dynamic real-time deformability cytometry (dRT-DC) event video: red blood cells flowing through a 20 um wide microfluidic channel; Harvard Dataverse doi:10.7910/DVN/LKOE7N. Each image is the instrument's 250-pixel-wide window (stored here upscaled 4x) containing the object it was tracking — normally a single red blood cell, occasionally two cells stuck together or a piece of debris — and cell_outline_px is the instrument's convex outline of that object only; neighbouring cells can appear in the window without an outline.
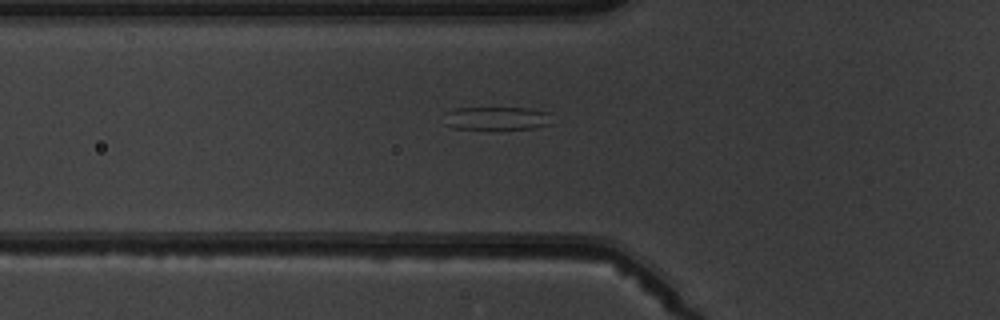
{"species": "common noctule bat (a hibernating species)", "species_latin": "Nyctalus noctula", "temperature_condition": "warm", "stored_images_in_passage": 4, "camera_frame_rate_fps": 3000, "um_per_image_px": 0.085, "animal": {"sex": "male", "body_mass_g": 19.5, "forearm_length_mm": 54.6}, "frame": {"image": 1, "passage_image": 4, "time_ms": 4.333, "image_size_px": [1000, 320], "cell_outline_px": [[552, 124], [536, 128], [452, 128], [444, 124], [444, 112], [452, 108], [532, 108], [548, 112]], "centroid_in_image_um": [42.19, 10.04], "position_along_channel_um": 83.6, "area_um2": 14.62}}